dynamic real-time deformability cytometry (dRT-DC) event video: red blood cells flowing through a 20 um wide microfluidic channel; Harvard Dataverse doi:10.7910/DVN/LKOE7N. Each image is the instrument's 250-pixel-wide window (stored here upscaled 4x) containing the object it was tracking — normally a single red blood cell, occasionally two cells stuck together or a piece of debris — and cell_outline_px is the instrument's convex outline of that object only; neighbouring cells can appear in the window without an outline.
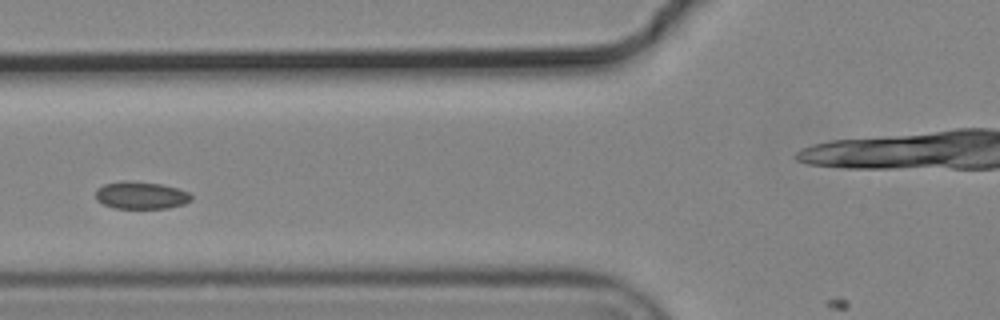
{"species": "common noctule bat (a hibernating species)", "species_latin": "Nyctalus noctula", "temperature_condition": "cold", "stored_images_in_passage": 5, "camera_frame_rate_fps": 3000, "um_per_image_px": 0.085, "animal": {"sex": "male", "body_mass_g": 19.2, "forearm_length_mm": 51.8}, "frame": {"image": 1, "passage_image": 4, "time_ms": 1.0, "image_size_px": [1000, 320], "cell_outline_px": [[192, 200], [184, 204], [168, 208], [112, 208], [96, 200], [96, 188], [104, 184], [124, 180], [128, 180], [160, 184], [176, 188], [188, 192], [192, 196]], "centroid_in_image_um": [11.96, 16.6], "position_along_channel_um": 113.8, "area_um2": 15.32}}